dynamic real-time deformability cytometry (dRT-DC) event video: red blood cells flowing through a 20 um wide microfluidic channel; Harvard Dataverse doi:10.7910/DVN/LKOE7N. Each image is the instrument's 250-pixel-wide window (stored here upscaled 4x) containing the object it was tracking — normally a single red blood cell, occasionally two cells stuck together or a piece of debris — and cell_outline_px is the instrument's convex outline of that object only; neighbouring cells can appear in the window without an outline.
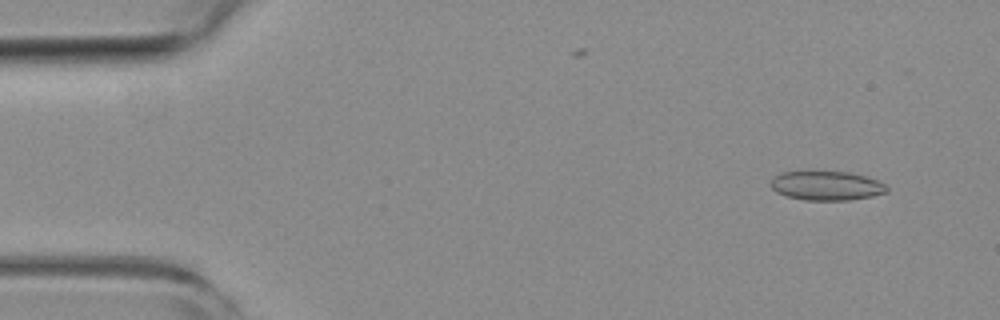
{"species": "common noctule bat (a hibernating species)", "species_latin": "Nyctalus noctula", "temperature_condition": "room temperature", "stored_images_in_passage": 50, "camera_frame_rate_fps": 3000, "um_per_image_px": 0.085, "animal": {"sex": "female", "body_mass_g": 19.3, "forearm_length_mm": 54.1}, "frame": {"image": 1, "passage_image": 3, "time_ms": 0.667, "image_size_px": [1000, 320], "cell_outline_px": [[888, 192], [872, 196], [848, 200], [804, 200], [788, 196], [776, 192], [772, 188], [772, 180], [780, 172], [848, 172], [868, 176], [884, 184], [888, 188]], "centroid_in_image_um": [70.29, 15.79], "position_along_channel_um": 14.7, "area_um2": 19.54}}
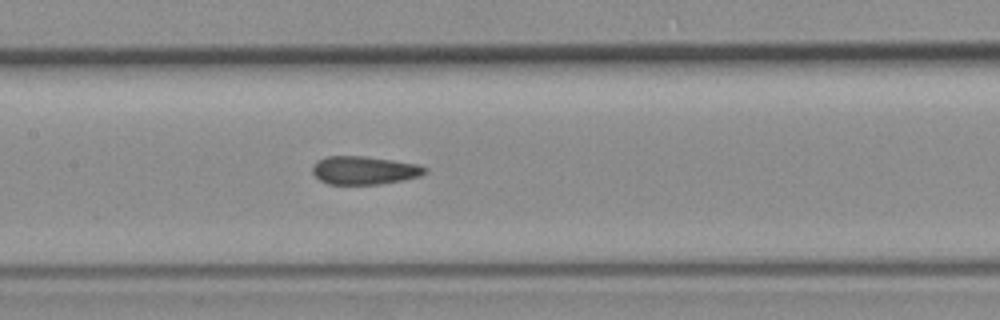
{"frame": {"image": 2, "passage_image": 24, "time_ms": 7.667, "image_size_px": [1000, 320], "cell_outline_px": [[428, 172], [420, 176], [380, 184], [328, 184], [320, 180], [312, 172], [312, 164], [316, 160], [328, 156], [364, 156], [392, 160], [416, 164], [428, 168]], "centroid_in_image_um": [30.94, 14.47], "position_along_channel_um": 176.5, "area_um2": 18.5}}
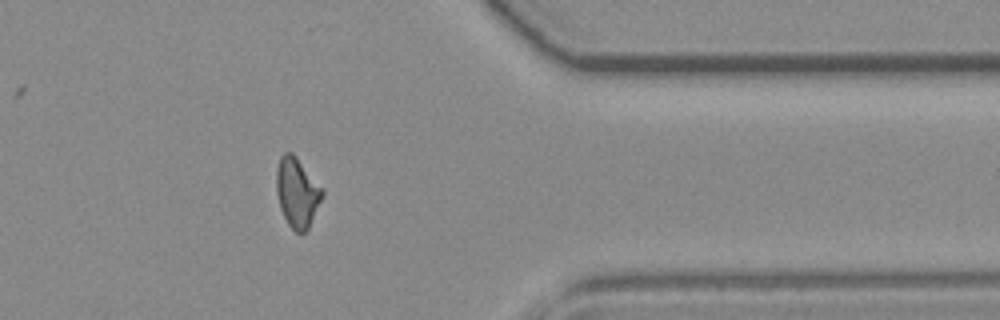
{"frame": {"image": 3, "passage_image": 42, "time_ms": 13.667, "image_size_px": [1000, 320], "cell_outline_px": [[324, 196], [308, 228], [304, 232], [296, 232], [288, 224], [280, 208], [276, 192], [276, 168], [280, 156], [284, 152], [292, 152], [296, 156], [324, 188]], "centroid_in_image_um": [25.27, 16.32], "position_along_channel_um": 386.1, "area_um2": 18.84}, "authors_computed_cell_mechanics": {"area_um2": 18.9873, "velocity_mm_per_s": 3.8038, "shape_relaxation_time_tau1_ms": null, "shape_relaxation_time_tau2_ms": 1.9482, "deformation_change_tau1": null, "deformation_change_tau2": 0.086}}